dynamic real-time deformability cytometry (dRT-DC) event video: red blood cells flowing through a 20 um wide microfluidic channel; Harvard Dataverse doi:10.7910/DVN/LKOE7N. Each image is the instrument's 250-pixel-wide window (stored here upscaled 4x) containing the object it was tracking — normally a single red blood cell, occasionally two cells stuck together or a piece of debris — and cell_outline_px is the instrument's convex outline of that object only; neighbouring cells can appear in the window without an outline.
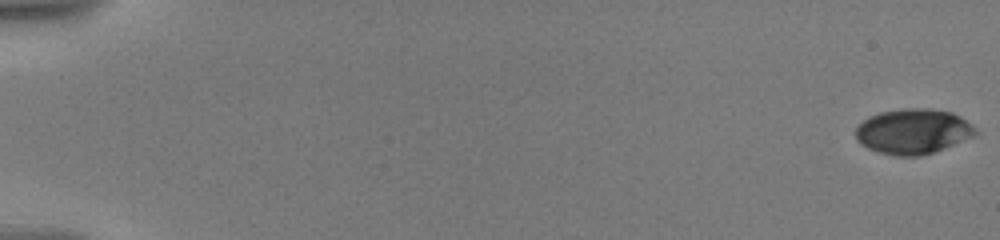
{"species": "human", "species_latin": "Homo sapiens", "temperature_condition": "warm", "stored_images_in_passage": 48, "camera_frame_rate_fps": 3000, "um_per_image_px": 0.085, "donor": {"sex": "male"}, "frame": {"image": 1, "passage_image": 1, "time_ms": 0.0, "image_size_px": [1000, 240], "cell_outline_px": [[976, 132], [972, 136], [944, 148], [920, 156], [896, 156], [876, 152], [860, 144], [856, 140], [856, 128], [868, 116], [880, 112], [904, 108], [932, 108], [952, 112], [960, 116], [972, 124]], "centroid_in_image_um": [77.57, 11.16], "position_along_channel_um": 7.4, "area_um2": 31.5}}
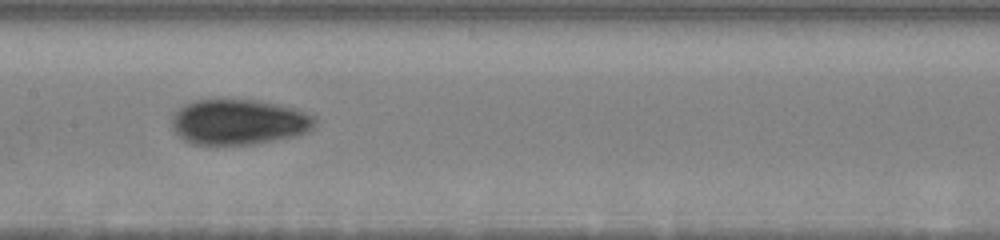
{"frame": {"image": 2, "passage_image": 27, "time_ms": 10.333, "image_size_px": [1000, 240], "cell_outline_px": [[316, 124], [308, 132], [292, 136], [252, 144], [192, 144], [176, 136], [172, 128], [172, 116], [184, 104], [196, 100], [260, 100], [280, 104], [296, 108], [316, 116]], "centroid_in_image_um": [20.3, 10.36], "position_along_channel_um": 187.1, "area_um2": 37.97}}
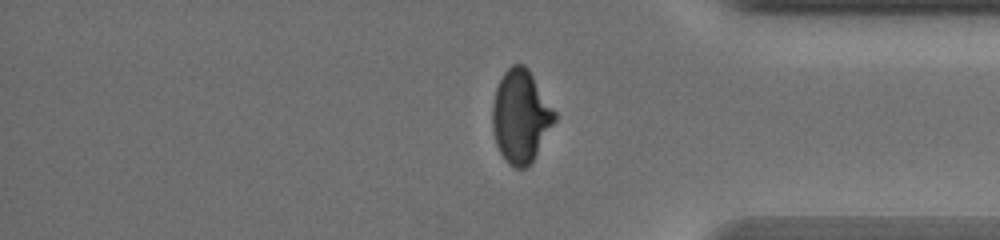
{"frame": {"image": 3, "passage_image": 47, "time_ms": 16.333, "image_size_px": [1000, 240], "cell_outline_px": [[556, 120], [532, 160], [524, 168], [516, 168], [508, 164], [504, 160], [496, 144], [492, 128], [492, 104], [496, 88], [504, 72], [512, 64], [524, 64], [528, 68], [556, 112]], "centroid_in_image_um": [44.24, 9.87], "position_along_channel_um": 391.0, "area_um2": 33.47}, "authors_computed_cell_mechanics": {"area_um2": 35.836, "velocity_mm_per_s": 3.5653, "shape_relaxation_time_tau1_ms": 7.9548, "shape_relaxation_time_tau2_ms": 1.6152, "deformation_change_tau1": 0.2266, "deformation_change_tau2": 0.0533}}